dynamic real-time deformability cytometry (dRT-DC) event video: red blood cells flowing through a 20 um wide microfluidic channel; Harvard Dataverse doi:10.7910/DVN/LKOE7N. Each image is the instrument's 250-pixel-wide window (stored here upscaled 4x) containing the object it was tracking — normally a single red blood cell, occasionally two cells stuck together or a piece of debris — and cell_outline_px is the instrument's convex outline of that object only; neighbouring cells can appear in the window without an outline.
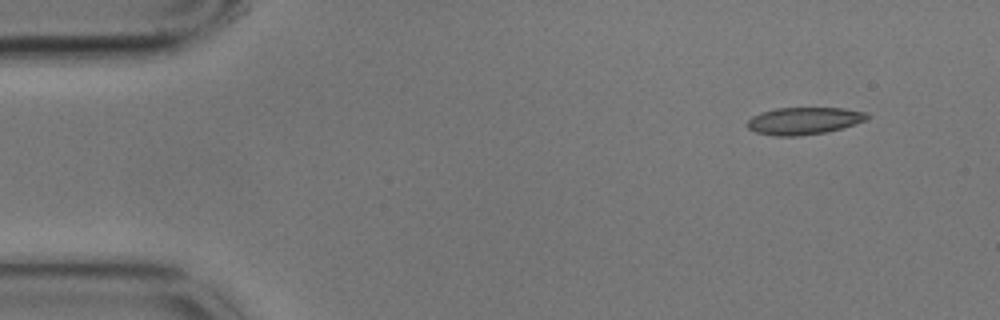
{"species": "common noctule bat (a hibernating species)", "species_latin": "Nyctalus noctula", "temperature_condition": "cold", "stored_images_in_passage": 4, "camera_frame_rate_fps": 3000, "um_per_image_px": 0.085, "animal": {"sex": "male", "body_mass_g": 17.9}, "frame": {"image": 1, "passage_image": 1, "time_ms": 0.0, "image_size_px": [1000, 320], "cell_outline_px": [[868, 120], [828, 132], [796, 136], [772, 136], [756, 132], [748, 128], [748, 120], [752, 116], [760, 112], [776, 108], [844, 108], [868, 112]], "centroid_in_image_um": [68.35, 10.27], "position_along_channel_um": 16.7, "area_um2": 19.13}}
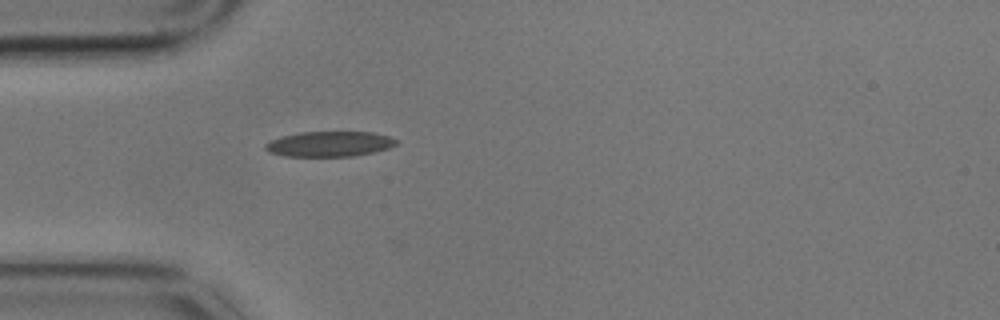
{"frame": {"image": 2, "passage_image": 4, "time_ms": 1.0, "image_size_px": [1000, 320], "cell_outline_px": [[400, 140], [396, 144], [388, 148], [372, 152], [352, 156], [284, 156], [268, 152], [264, 148], [264, 144], [280, 136], [300, 132], [372, 132], [388, 136]], "centroid_in_image_um": [27.98, 12.23], "position_along_channel_um": 57.0, "area_um2": 19.25}}